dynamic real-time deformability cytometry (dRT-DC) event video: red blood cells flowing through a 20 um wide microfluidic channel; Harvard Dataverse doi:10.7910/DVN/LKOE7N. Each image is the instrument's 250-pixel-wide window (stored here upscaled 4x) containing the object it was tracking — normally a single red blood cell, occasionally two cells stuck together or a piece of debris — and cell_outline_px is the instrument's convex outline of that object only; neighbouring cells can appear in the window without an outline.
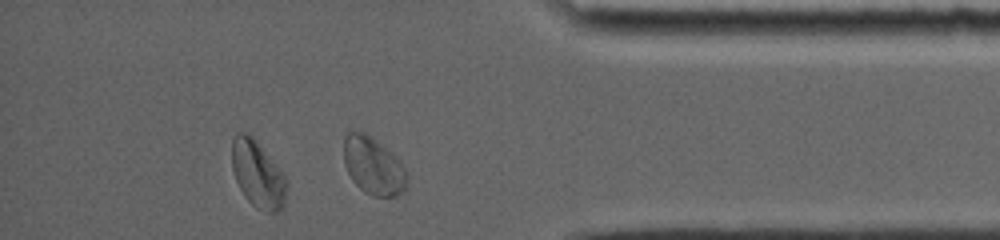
{"species": "common noctule bat (a hibernating species)", "species_latin": "Nyctalus noctula", "temperature_condition": "room temperature", "stored_images_in_passage": 27, "segment_of_instrument_passage": [2, 2], "camera_frame_rate_fps": 5000, "um_per_image_px": 0.085, "animal": {"sex": "female", "body_mass_g": 19.0, "forearm_length_mm": 56.7}, "frame": {"image": 1, "passage_image": 27, "time_ms": 9.6, "image_size_px": [1000, 240], "cell_outline_px": [[408, 188], [404, 192], [396, 196], [372, 196], [364, 192], [352, 180], [344, 164], [344, 136], [348, 132], [364, 132], [372, 136], [396, 156], [400, 160], [408, 176]], "centroid_in_image_um": [31.76, 14.11], "position_along_channel_um": 403.4, "area_um2": 21.5}}